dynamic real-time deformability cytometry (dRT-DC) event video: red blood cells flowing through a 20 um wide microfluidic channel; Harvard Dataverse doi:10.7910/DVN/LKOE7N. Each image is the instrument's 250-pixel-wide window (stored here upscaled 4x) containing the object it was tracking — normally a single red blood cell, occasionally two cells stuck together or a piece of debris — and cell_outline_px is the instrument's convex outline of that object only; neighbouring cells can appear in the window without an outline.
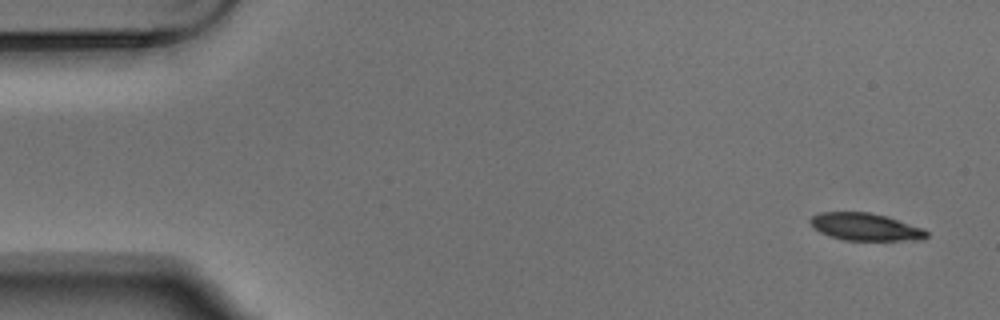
{"species": "Egyptian fruit bat (a non-hibernating species)", "species_latin": "Rousettus aegyptiacus", "temperature_condition": "warm", "stored_images_in_passage": 5, "camera_frame_rate_fps": 3000, "um_per_image_px": 0.085, "animal": {"sex": "male"}, "frame": {"image": 1, "passage_image": 1, "time_ms": 0.0, "image_size_px": [1000, 320], "cell_outline_px": [[928, 236], [924, 240], [844, 240], [820, 232], [808, 220], [812, 216], [820, 212], [868, 212], [884, 216], [924, 228], [928, 232]], "centroid_in_image_um": [73.59, 19.29], "position_along_channel_um": 11.4, "area_um2": 18.38}}
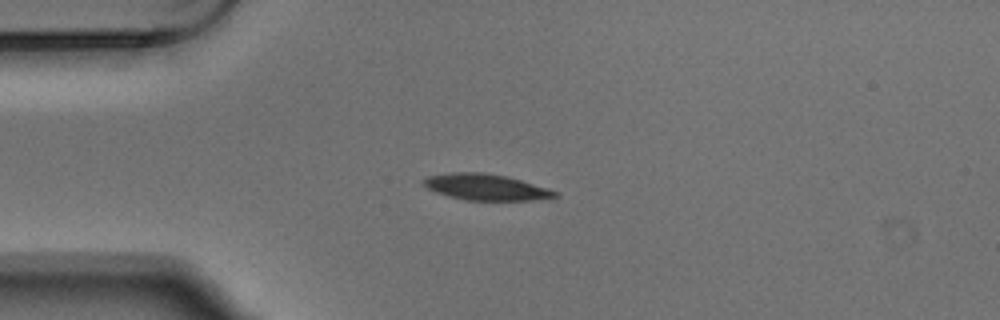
{"frame": {"image": 2, "passage_image": 4, "time_ms": 1.0, "image_size_px": [1000, 320], "cell_outline_px": [[560, 196], [532, 200], [464, 200], [448, 196], [436, 192], [420, 184], [420, 180], [428, 176], [448, 172], [484, 172], [508, 176], [548, 188], [556, 192]], "centroid_in_image_um": [41.24, 15.89], "position_along_channel_um": 43.8, "area_um2": 20.23}}